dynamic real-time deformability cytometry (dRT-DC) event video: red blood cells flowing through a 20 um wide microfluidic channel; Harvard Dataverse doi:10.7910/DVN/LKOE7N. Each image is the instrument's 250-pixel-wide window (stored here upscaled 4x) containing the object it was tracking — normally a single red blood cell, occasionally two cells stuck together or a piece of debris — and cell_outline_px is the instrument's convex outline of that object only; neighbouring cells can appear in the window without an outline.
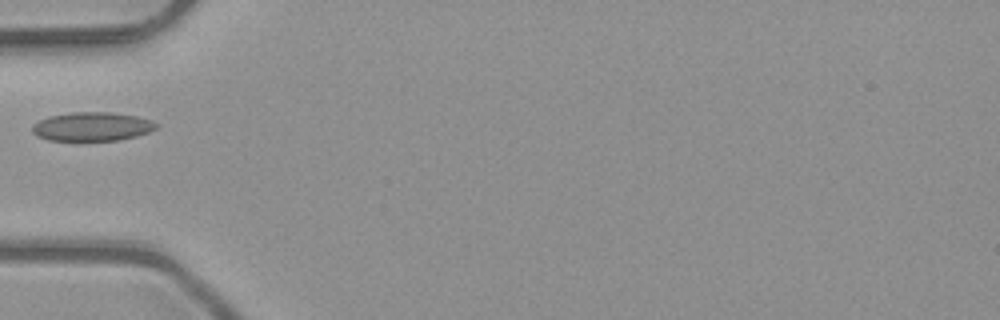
{"species": "common noctule bat (a hibernating species)", "species_latin": "Nyctalus noctula", "temperature_condition": "room temperature", "stored_images_in_passage": 6, "camera_frame_rate_fps": 3000, "um_per_image_px": 0.085, "animal": {"sex": "male", "body_mass_g": 23.1, "forearm_length_mm": 52.7}, "frame": {"image": 1, "passage_image": 5, "time_ms": 1.333, "image_size_px": [1000, 320], "cell_outline_px": [[156, 128], [148, 132], [136, 136], [120, 140], [48, 140], [32, 132], [32, 124], [48, 116], [72, 112], [108, 112], [136, 116], [152, 120], [156, 124]], "centroid_in_image_um": [7.81, 10.75], "position_along_channel_um": 77.2, "area_um2": 20.63}}
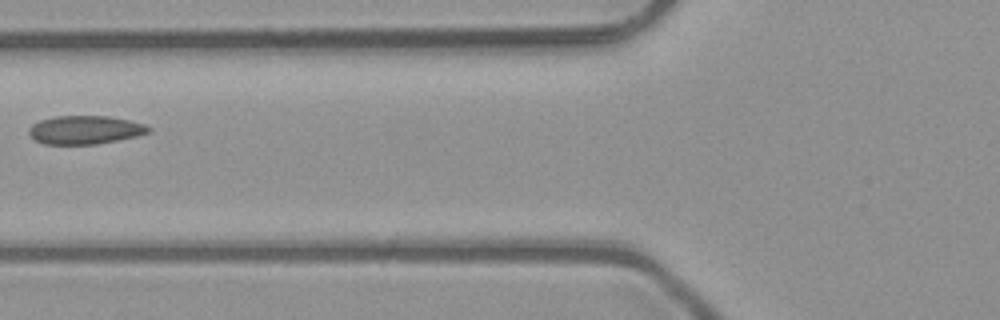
{"frame": {"image": 2, "passage_image": 6, "time_ms": 1.667, "image_size_px": [1000, 320], "cell_outline_px": [[152, 128], [148, 132], [136, 136], [96, 144], [44, 144], [36, 140], [28, 132], [28, 128], [32, 124], [40, 120], [56, 116], [108, 116], [128, 120], [144, 124]], "centroid_in_image_um": [7.2, 11.03], "position_along_channel_um": 118.6, "area_um2": 19.65}}